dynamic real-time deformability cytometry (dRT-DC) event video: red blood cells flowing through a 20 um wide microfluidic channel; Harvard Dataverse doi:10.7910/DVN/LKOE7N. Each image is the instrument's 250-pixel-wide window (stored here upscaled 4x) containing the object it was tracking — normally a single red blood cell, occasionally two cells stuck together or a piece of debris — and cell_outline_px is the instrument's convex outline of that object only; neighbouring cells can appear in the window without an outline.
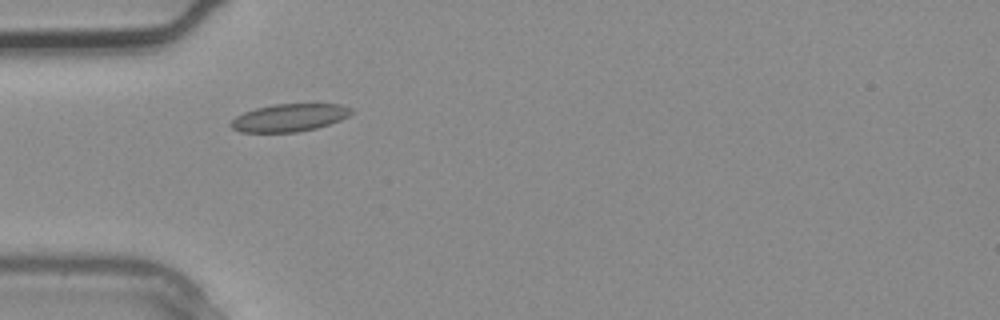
{"species": "common noctule bat (a hibernating species)", "species_latin": "Nyctalus noctula", "temperature_condition": "warm", "stored_images_in_passage": 2, "camera_frame_rate_fps": 3000, "um_per_image_px": 0.085, "animal": {"sex": "male", "body_mass_g": 20.4}, "frame": {"image": 1, "passage_image": 2, "time_ms": 0.333, "image_size_px": [1000, 320], "cell_outline_px": [[356, 112], [340, 120], [316, 128], [296, 132], [240, 132], [232, 128], [228, 124], [236, 116], [244, 112], [256, 108], [276, 104], [340, 104], [352, 108]], "centroid_in_image_um": [24.61, 10.0], "position_along_channel_um": 60.4, "area_um2": 19.42}}